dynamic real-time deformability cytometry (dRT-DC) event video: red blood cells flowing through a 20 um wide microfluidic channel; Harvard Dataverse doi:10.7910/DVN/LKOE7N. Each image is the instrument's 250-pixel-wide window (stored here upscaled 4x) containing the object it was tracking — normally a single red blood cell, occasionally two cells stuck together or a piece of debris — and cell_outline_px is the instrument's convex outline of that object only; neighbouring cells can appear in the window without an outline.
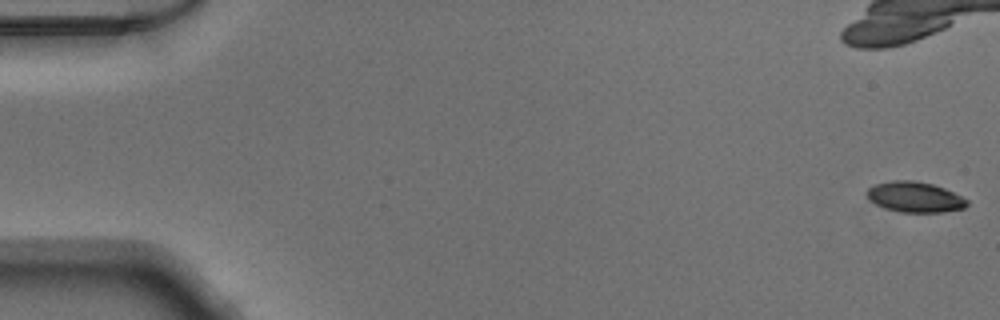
{"species": "Egyptian fruit bat (a non-hibernating species)", "species_latin": "Rousettus aegyptiacus", "temperature_condition": "warm", "stored_images_in_passage": 42, "camera_frame_rate_fps": 3000, "um_per_image_px": 0.085, "animal": {"sex": "male"}, "frame": {"image": 1, "passage_image": 1, "time_ms": 0.0, "image_size_px": [1000, 320], "cell_outline_px": [[968, 204], [964, 208], [944, 212], [900, 212], [884, 208], [868, 200], [864, 192], [872, 184], [892, 180], [912, 180], [932, 184], [944, 188], [968, 200]], "centroid_in_image_um": [77.69, 16.74], "position_along_channel_um": 7.3, "area_um2": 17.98}}